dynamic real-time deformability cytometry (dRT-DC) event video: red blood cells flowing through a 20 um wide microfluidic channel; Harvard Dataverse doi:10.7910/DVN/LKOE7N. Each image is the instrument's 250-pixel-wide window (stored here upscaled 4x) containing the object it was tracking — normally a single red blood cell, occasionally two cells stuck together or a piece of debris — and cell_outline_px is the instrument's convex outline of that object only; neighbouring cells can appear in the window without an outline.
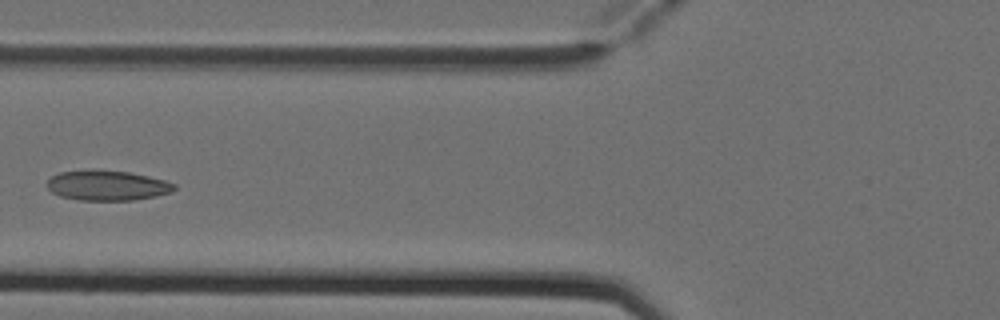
{"species": "Egyptian fruit bat (a non-hibernating species)", "species_latin": "Rousettus aegyptiacus", "temperature_condition": "cold", "stored_images_in_passage": 5, "camera_frame_rate_fps": 3000, "um_per_image_px": 0.085, "animal": {"sex": "female"}, "frame": {"image": 1, "passage_image": 5, "time_ms": 1.333, "image_size_px": [1000, 320], "cell_outline_px": [[176, 188], [172, 192], [156, 196], [132, 200], [80, 200], [60, 196], [52, 192], [48, 188], [48, 180], [52, 176], [60, 172], [128, 172], [148, 176], [164, 180], [176, 184]], "centroid_in_image_um": [9.17, 15.8], "position_along_channel_um": 116.6, "area_um2": 21.5}}